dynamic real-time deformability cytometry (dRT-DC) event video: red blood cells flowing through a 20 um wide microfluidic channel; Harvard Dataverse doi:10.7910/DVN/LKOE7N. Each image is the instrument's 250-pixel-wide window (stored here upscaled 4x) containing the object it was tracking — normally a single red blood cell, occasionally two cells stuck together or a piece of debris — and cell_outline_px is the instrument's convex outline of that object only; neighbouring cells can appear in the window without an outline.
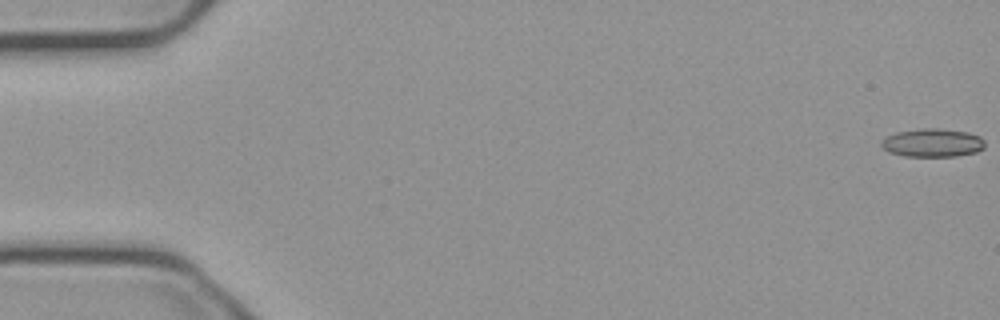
{"species": "common noctule bat (a hibernating species)", "species_latin": "Nyctalus noctula", "temperature_condition": "cold", "stored_images_in_passage": 56, "camera_frame_rate_fps": 3000, "um_per_image_px": 0.085, "animal": {"sex": "male", "body_mass_g": 23.1, "forearm_length_mm": 52.7}, "frame": {"image": 1, "passage_image": 1, "time_ms": 0.0, "image_size_px": [1000, 320], "cell_outline_px": [[984, 148], [976, 152], [956, 156], [904, 156], [888, 152], [880, 144], [880, 140], [884, 136], [896, 132], [920, 128], [936, 128], [968, 132], [980, 136], [984, 140]], "centroid_in_image_um": [79.23, 12.13], "position_along_channel_um": 5.8, "area_um2": 17.28}}
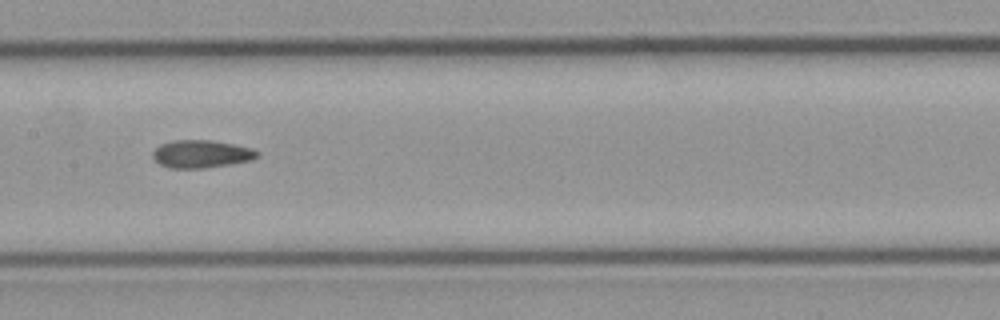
{"frame": {"image": 2, "passage_image": 28, "time_ms": 9.0, "image_size_px": [1000, 320], "cell_outline_px": [[260, 152], [256, 156], [248, 160], [228, 164], [200, 168], [172, 168], [160, 164], [152, 156], [152, 152], [160, 144], [172, 140], [212, 140], [236, 144], [252, 148]], "centroid_in_image_um": [17.08, 13.06], "position_along_channel_um": 190.3, "area_um2": 16.7}}
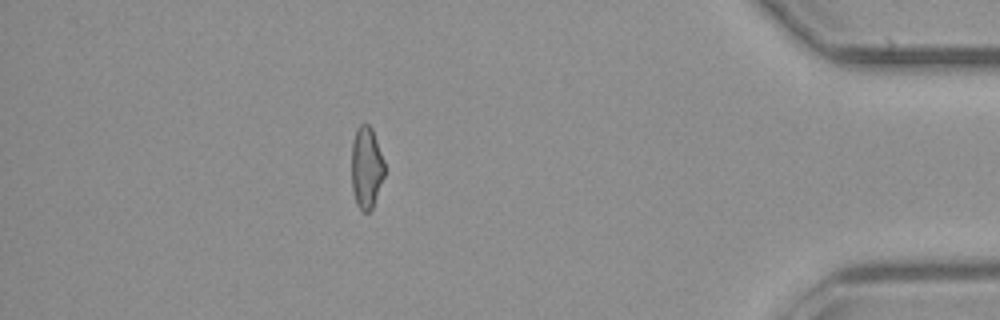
{"frame": {"image": 3, "passage_image": 49, "time_ms": 16.0, "image_size_px": [1000, 320], "cell_outline_px": [[384, 176], [372, 208], [368, 212], [364, 212], [356, 204], [352, 188], [352, 144], [356, 128], [360, 124], [368, 124], [372, 128], [384, 160]], "centroid_in_image_um": [31.14, 14.22], "position_along_channel_um": 404.1, "area_um2": 15.66}, "authors_computed_cell_mechanics": {"area_um2": 16.9354, "velocity_mm_per_s": 3.7573, "shape_relaxation_time_tau1_ms": null, "shape_relaxation_time_tau2_ms": 3.8697, "deformation_change_tau1": null, "deformation_change_tau2": 0.125}}